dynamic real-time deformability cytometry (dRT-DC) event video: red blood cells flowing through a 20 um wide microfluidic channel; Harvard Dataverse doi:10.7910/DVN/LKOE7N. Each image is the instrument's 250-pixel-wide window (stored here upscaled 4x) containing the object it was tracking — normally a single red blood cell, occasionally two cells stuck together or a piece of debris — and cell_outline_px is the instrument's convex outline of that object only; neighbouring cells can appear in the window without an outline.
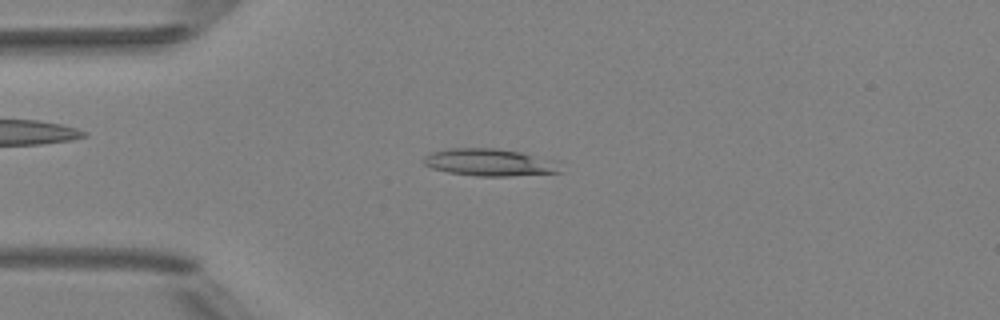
{"species": "Egyptian fruit bat (a non-hibernating species)", "species_latin": "Rousettus aegyptiacus", "temperature_condition": "room temperature", "stored_images_in_passage": 6, "camera_frame_rate_fps": 3000, "um_per_image_px": 0.085, "animal": {"sex": "female"}, "frame": {"image": 1, "passage_image": 3, "time_ms": 2.333, "image_size_px": [1000, 320], "cell_outline_px": [[560, 172], [508, 176], [476, 176], [448, 172], [432, 168], [424, 164], [424, 156], [432, 152], [448, 148], [496, 148], [520, 152], [532, 156]], "centroid_in_image_um": [41.31, 13.8], "position_along_channel_um": 43.7, "area_um2": 20.4}}
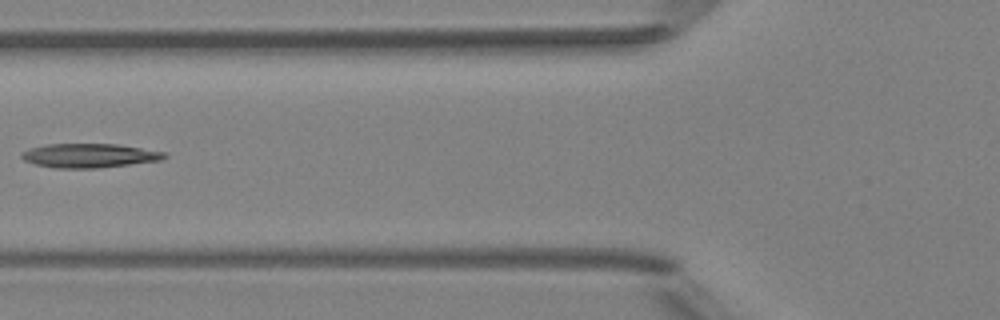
{"frame": {"image": 2, "passage_image": 5, "time_ms": 4.667, "image_size_px": [1000, 320], "cell_outline_px": [[168, 156], [160, 160], [96, 168], [52, 168], [36, 164], [24, 160], [20, 156], [20, 152], [32, 148], [48, 144], [116, 144], [164, 152]], "centroid_in_image_um": [7.54, 13.22], "position_along_channel_um": 118.3, "area_um2": 19.77}}
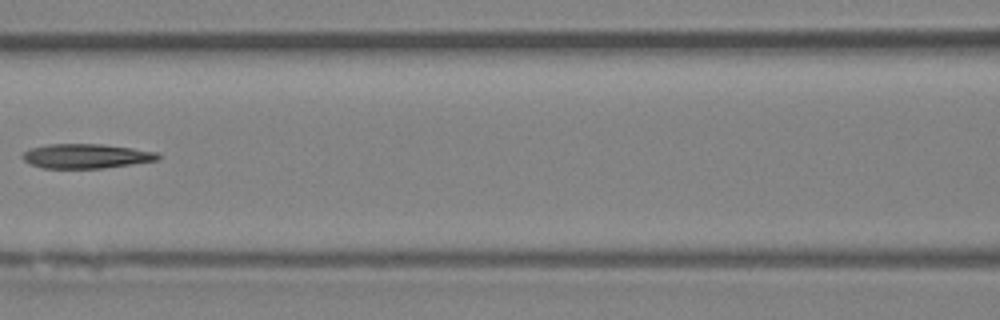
{"frame": {"image": 3, "passage_image": 6, "time_ms": 5.667, "image_size_px": [1000, 320], "cell_outline_px": [[160, 160], [104, 168], [40, 168], [24, 160], [20, 156], [24, 152], [32, 148], [48, 144], [100, 144], [132, 148], [156, 152], [160, 156]], "centroid_in_image_um": [7.33, 13.27], "position_along_channel_um": 159.3, "area_um2": 19.25}}